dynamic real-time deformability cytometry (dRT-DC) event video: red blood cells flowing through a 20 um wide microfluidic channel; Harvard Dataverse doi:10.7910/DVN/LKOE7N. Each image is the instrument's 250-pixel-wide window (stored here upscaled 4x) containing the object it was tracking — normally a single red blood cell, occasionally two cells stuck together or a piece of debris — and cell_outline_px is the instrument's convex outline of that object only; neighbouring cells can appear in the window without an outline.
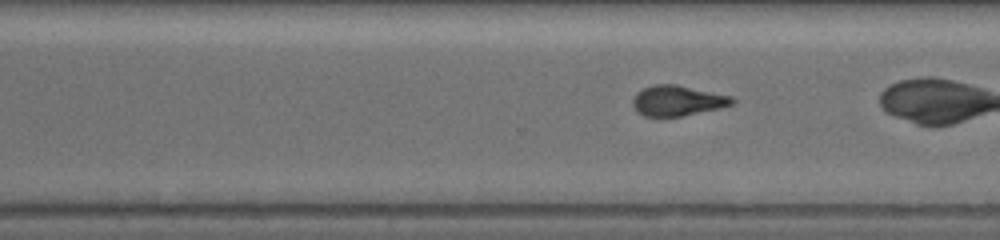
{"species": "common noctule bat (a hibernating species)", "species_latin": "Nyctalus noctula", "temperature_condition": "warm", "stored_images_in_passage": 22, "camera_frame_rate_fps": 3000, "um_per_image_px": 0.085, "animal": {"sex": "female", "body_mass_g": 19.5, "forearm_length_mm": 54.1}, "frame": {"image": 1, "passage_image": 16, "time_ms": 6.667, "image_size_px": [1000, 240], "cell_outline_px": [[736, 100], [732, 104], [720, 108], [680, 116], [644, 116], [636, 112], [632, 104], [632, 100], [636, 92], [644, 88], [656, 84], [676, 84], [732, 96]], "centroid_in_image_um": [57.57, 8.55], "position_along_channel_um": 313.0, "area_um2": 17.57}}